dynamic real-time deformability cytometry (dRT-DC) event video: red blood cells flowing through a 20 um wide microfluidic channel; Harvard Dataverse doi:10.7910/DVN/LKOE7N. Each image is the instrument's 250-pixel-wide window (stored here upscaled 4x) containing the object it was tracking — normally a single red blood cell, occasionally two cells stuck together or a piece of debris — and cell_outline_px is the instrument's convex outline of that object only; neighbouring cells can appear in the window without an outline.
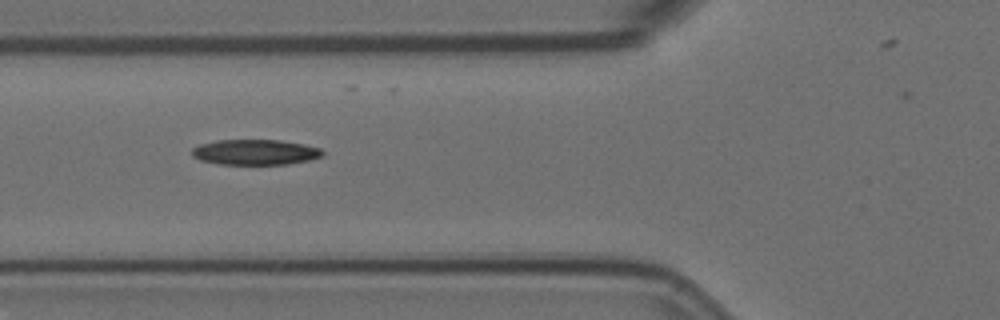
{"species": "Egyptian fruit bat (a non-hibernating species)", "species_latin": "Rousettus aegyptiacus", "temperature_condition": "room temperature", "stored_images_in_passage": 4, "camera_frame_rate_fps": 3000, "um_per_image_px": 0.085, "animal": {"sex": "female"}, "frame": {"image": 1, "passage_image": 3, "time_ms": 0.667, "image_size_px": [1000, 320], "cell_outline_px": [[324, 152], [320, 156], [308, 160], [288, 164], [220, 164], [200, 160], [192, 156], [192, 148], [200, 144], [216, 140], [280, 140], [304, 144], [320, 148]], "centroid_in_image_um": [21.67, 12.93], "position_along_channel_um": 104.1, "area_um2": 19.25}}
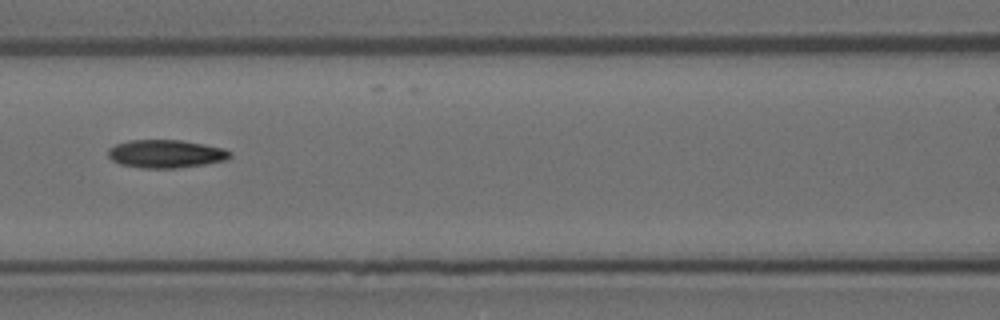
{"frame": {"image": 2, "passage_image": 4, "time_ms": 1.0, "image_size_px": [1000, 320], "cell_outline_px": [[232, 156], [228, 160], [204, 164], [176, 168], [140, 168], [120, 164], [112, 160], [108, 156], [108, 148], [116, 144], [128, 140], [180, 140], [204, 144], [224, 148], [232, 152]], "centroid_in_image_um": [14.11, 13.07], "position_along_channel_um": 152.5, "area_um2": 20.11}}